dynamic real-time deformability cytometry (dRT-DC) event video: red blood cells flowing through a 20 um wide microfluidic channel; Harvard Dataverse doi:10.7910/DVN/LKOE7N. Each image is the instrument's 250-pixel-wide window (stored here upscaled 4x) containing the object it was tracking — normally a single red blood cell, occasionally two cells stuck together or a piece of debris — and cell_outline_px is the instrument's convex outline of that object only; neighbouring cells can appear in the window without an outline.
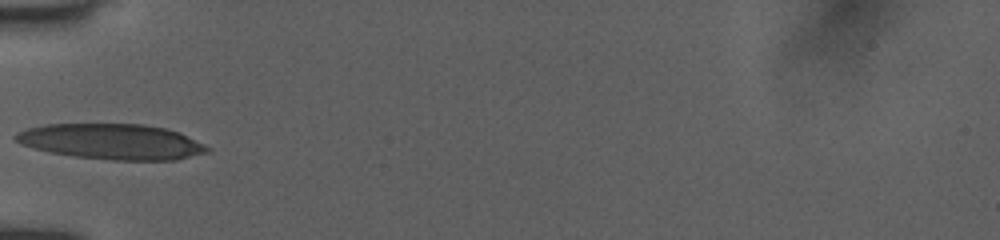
{"species": "human", "species_latin": "Homo sapiens", "temperature_condition": "room temperature", "stored_images_in_passage": 60, "camera_frame_rate_fps": 3000, "um_per_image_px": 0.085, "donor": {"sex": "female"}, "frame": {"image": 1, "passage_image": 1, "time_ms": 0.0, "image_size_px": [1000, 240], "cell_outline_px": [[212, 148], [208, 152], [176, 160], [112, 160], [72, 156], [48, 152], [32, 148], [20, 144], [12, 136], [16, 132], [28, 128], [44, 124], [144, 124], [164, 128], [176, 132], [204, 144]], "centroid_in_image_um": [9.44, 12.04], "position_along_channel_um": 75.6, "area_um2": 39.71}}
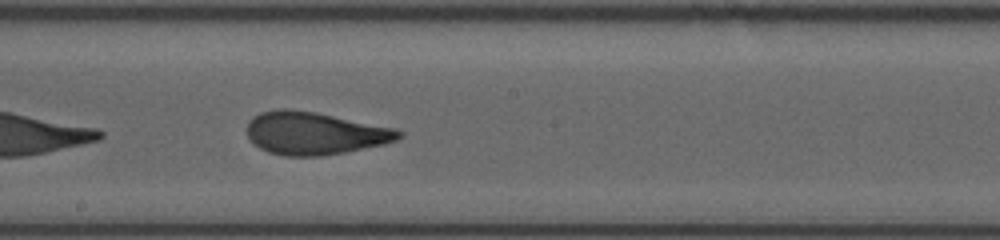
{"frame": {"image": 2, "passage_image": 15, "time_ms": 3.667, "image_size_px": [1000, 240], "cell_outline_px": [[404, 136], [396, 140], [384, 144], [344, 152], [320, 156], [284, 156], [268, 152], [260, 148], [248, 136], [248, 120], [252, 116], [260, 112], [276, 108], [288, 108], [316, 112], [396, 128], [404, 132]], "centroid_in_image_um": [26.75, 11.31], "position_along_channel_um": 221.4, "area_um2": 37.92}}
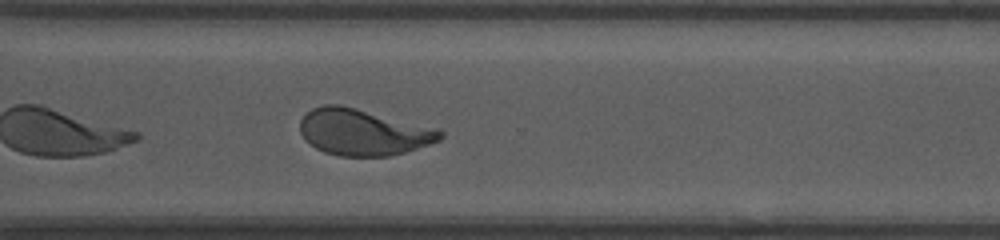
{"frame": {"image": 3, "passage_image": 34, "time_ms": 6.667, "image_size_px": [1000, 240], "cell_outline_px": [[444, 136], [440, 140], [404, 152], [388, 156], [340, 156], [324, 152], [316, 148], [304, 140], [300, 132], [300, 120], [312, 108], [324, 104], [340, 104], [440, 128], [444, 132]], "centroid_in_image_um": [30.88, 11.22], "position_along_channel_um": 339.7, "area_um2": 38.09}, "authors_computed_cell_mechanics": {"area_um2": 37.7434, "velocity_mm_per_s": 3.9571, "shape_relaxation_time_tau1_ms": 4.337, "shape_relaxation_time_tau2_ms": 1.0795, "deformation_change_tau1": 0.1849, "deformation_change_tau2": 0.0875}}